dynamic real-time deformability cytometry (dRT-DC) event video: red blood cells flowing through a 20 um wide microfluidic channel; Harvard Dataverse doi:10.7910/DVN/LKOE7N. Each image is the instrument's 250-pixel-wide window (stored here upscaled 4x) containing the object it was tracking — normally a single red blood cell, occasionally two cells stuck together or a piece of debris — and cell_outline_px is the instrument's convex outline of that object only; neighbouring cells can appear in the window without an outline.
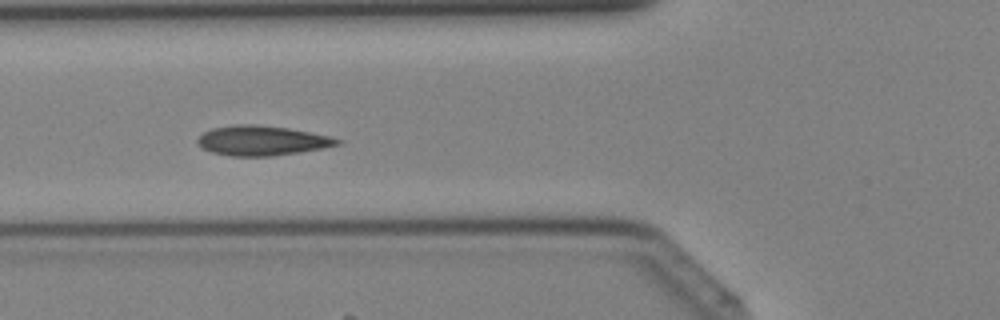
{"species": "Egyptian fruit bat (a non-hibernating species)", "species_latin": "Rousettus aegyptiacus", "temperature_condition": "cold", "stored_images_in_passage": 40, "camera_frame_rate_fps": 3000, "um_per_image_px": 0.085, "animal": {"sex": "female"}, "frame": {"image": 1, "passage_image": 15, "time_ms": 4.667, "image_size_px": [1000, 320], "cell_outline_px": [[340, 144], [324, 148], [300, 152], [272, 156], [232, 156], [212, 152], [204, 148], [196, 140], [204, 132], [212, 128], [232, 124], [256, 124], [288, 128], [328, 136], [340, 140]], "centroid_in_image_um": [22.25, 11.94], "position_along_channel_um": 103.6, "area_um2": 24.04}}
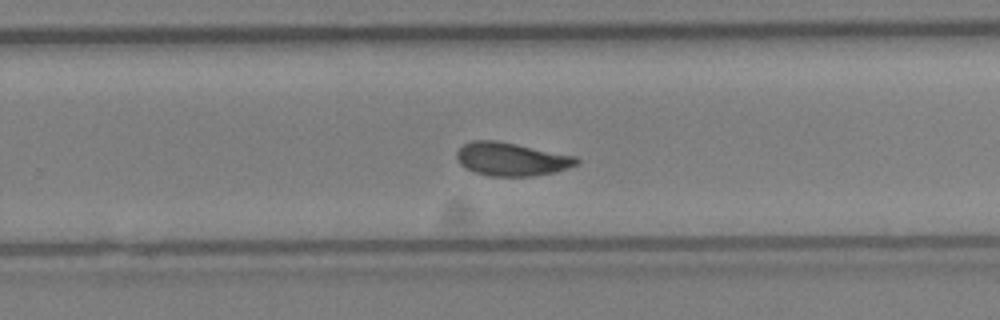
{"frame": {"image": 2, "passage_image": 26, "time_ms": 8.333, "image_size_px": [1000, 320], "cell_outline_px": [[580, 164], [552, 172], [536, 176], [488, 176], [476, 172], [460, 164], [456, 156], [456, 152], [464, 144], [472, 140], [496, 140], [576, 156], [580, 160]], "centroid_in_image_um": [43.48, 13.52], "position_along_channel_um": 286.3, "area_um2": 23.12}}
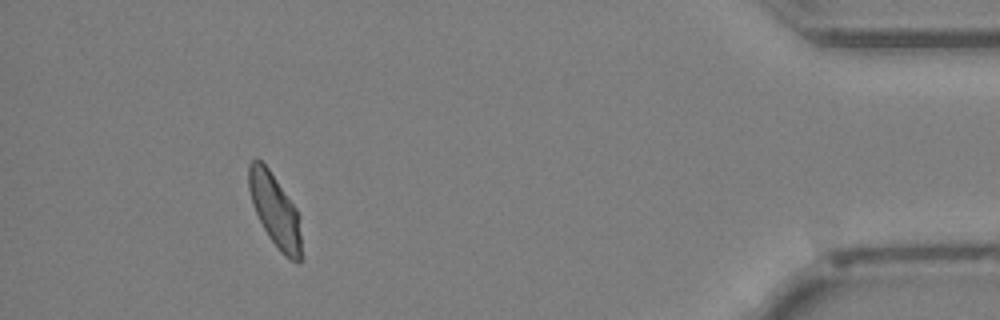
{"frame": {"image": 3, "passage_image": 37, "time_ms": 12.0, "image_size_px": [1000, 320], "cell_outline_px": [[300, 264], [284, 256], [280, 252], [268, 236], [252, 204], [248, 188], [248, 164], [256, 156], [268, 168], [296, 208], [300, 216]], "centroid_in_image_um": [23.35, 17.86], "position_along_channel_um": 411.8, "area_um2": 22.2}}